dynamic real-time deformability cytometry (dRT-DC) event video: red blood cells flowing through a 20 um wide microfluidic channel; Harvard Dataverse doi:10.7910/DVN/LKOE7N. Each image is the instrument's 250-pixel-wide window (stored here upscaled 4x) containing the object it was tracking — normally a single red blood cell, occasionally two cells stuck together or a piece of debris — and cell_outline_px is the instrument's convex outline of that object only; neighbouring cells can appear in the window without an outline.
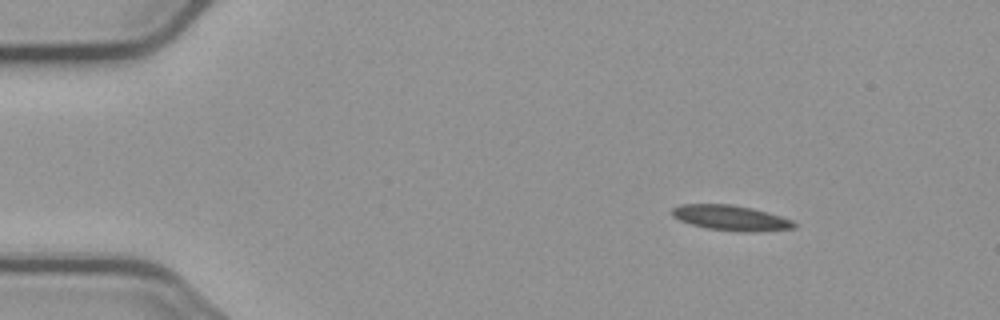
{"species": "common noctule bat (a hibernating species)", "species_latin": "Nyctalus noctula", "temperature_condition": "cold", "stored_images_in_passage": 49, "camera_frame_rate_fps": 3000, "um_per_image_px": 0.085, "animal": {"sex": "male", "body_mass_g": 23.1, "forearm_length_mm": 52.7}, "frame": {"image": 1, "passage_image": 1, "time_ms": 0.0, "image_size_px": [1000, 320], "cell_outline_px": [[796, 228], [756, 232], [740, 232], [708, 228], [692, 224], [680, 220], [672, 216], [672, 208], [680, 204], [728, 204], [752, 208], [780, 216], [792, 220], [796, 224]], "centroid_in_image_um": [62.13, 18.52], "position_along_channel_um": 22.9, "area_um2": 17.86}}
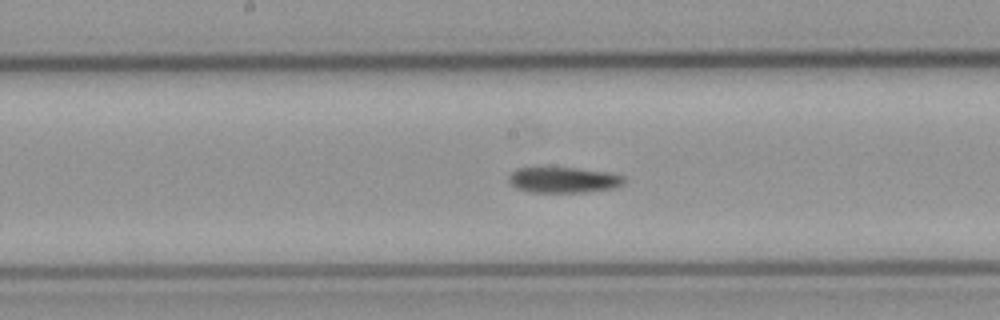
{"frame": {"image": 2, "passage_image": 22, "time_ms": 7.0, "image_size_px": [1000, 320], "cell_outline_px": [[624, 184], [616, 188], [584, 192], [532, 192], [516, 188], [508, 180], [508, 176], [516, 168], [580, 168], [608, 172], [624, 176]], "centroid_in_image_um": [47.93, 15.29], "position_along_channel_um": 200.3, "area_um2": 17.28}}
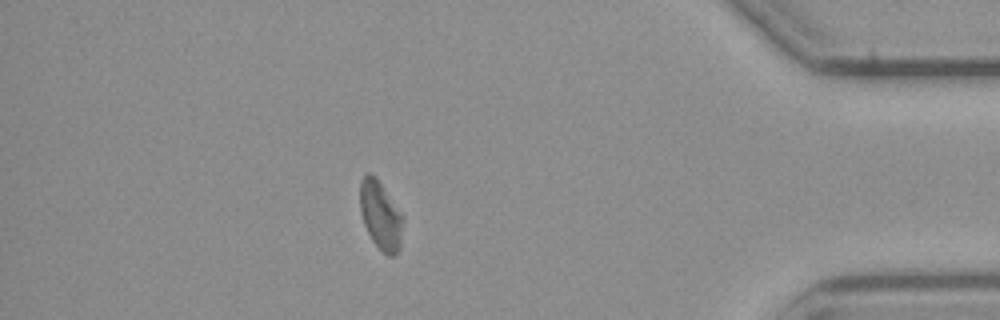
{"frame": {"image": 3, "passage_image": 42, "time_ms": 13.667, "image_size_px": [1000, 320], "cell_outline_px": [[400, 248], [392, 256], [388, 256], [372, 240], [364, 224], [360, 212], [360, 180], [368, 172], [376, 176], [400, 216]], "centroid_in_image_um": [32.26, 18.28], "position_along_channel_um": 402.9, "area_um2": 16.13}}